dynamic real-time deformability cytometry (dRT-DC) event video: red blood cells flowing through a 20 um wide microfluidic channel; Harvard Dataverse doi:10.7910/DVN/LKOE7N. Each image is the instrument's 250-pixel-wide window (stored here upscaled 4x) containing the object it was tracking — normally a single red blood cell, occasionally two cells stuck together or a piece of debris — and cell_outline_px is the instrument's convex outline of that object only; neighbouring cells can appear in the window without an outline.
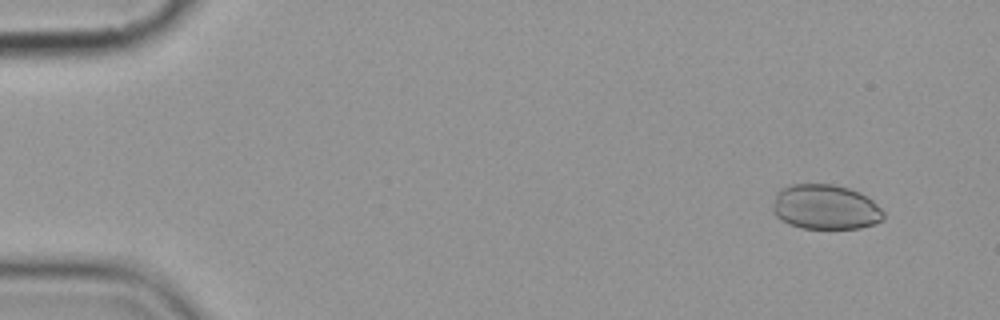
{"species": "common noctule bat (a hibernating species)", "species_latin": "Nyctalus noctula", "temperature_condition": "cold", "stored_images_in_passage": 10, "camera_frame_rate_fps": 3000, "um_per_image_px": 0.085, "animal": {"sex": "female", "body_mass_g": 19.9}, "frame": {"image": 1, "passage_image": 2, "time_ms": 1.333, "image_size_px": [1000, 320], "cell_outline_px": [[884, 216], [876, 224], [860, 228], [804, 228], [788, 224], [780, 220], [772, 212], [772, 208], [776, 192], [780, 188], [788, 184], [832, 184], [848, 188], [860, 192], [868, 196], [884, 212]], "centroid_in_image_um": [70.13, 17.59], "position_along_channel_um": 14.9, "area_um2": 29.25}}
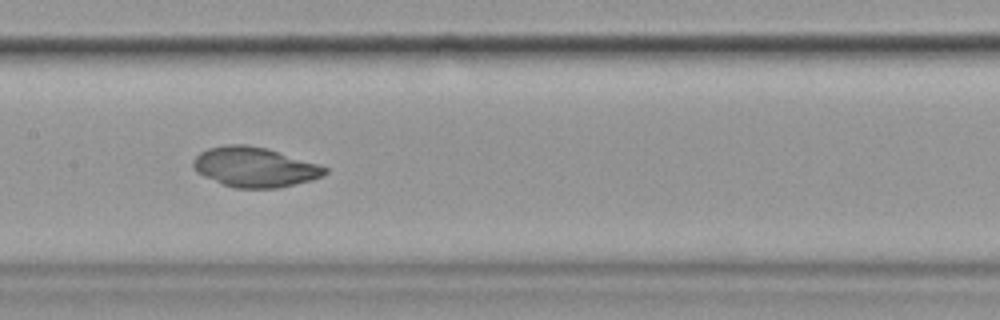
{"frame": {"image": 2, "passage_image": 9, "time_ms": 9.333, "image_size_px": [1000, 320], "cell_outline_px": [[328, 172], [324, 176], [312, 180], [280, 188], [236, 188], [224, 184], [204, 176], [196, 172], [192, 168], [192, 160], [200, 152], [208, 148], [228, 144], [248, 144], [268, 148], [320, 164], [328, 168]], "centroid_in_image_um": [21.67, 14.19], "position_along_channel_um": 185.7, "area_um2": 30.98}}
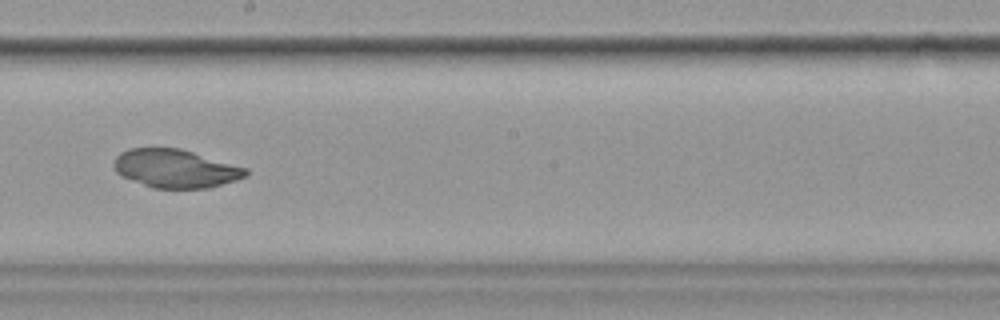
{"frame": {"image": 3, "passage_image": 10, "time_ms": 10.667, "image_size_px": [1000, 320], "cell_outline_px": [[248, 176], [236, 180], [208, 188], [152, 188], [120, 176], [116, 172], [112, 164], [116, 156], [120, 152], [128, 148], [180, 148], [248, 168]], "centroid_in_image_um": [14.89, 14.32], "position_along_channel_um": 233.3, "area_um2": 29.71}}